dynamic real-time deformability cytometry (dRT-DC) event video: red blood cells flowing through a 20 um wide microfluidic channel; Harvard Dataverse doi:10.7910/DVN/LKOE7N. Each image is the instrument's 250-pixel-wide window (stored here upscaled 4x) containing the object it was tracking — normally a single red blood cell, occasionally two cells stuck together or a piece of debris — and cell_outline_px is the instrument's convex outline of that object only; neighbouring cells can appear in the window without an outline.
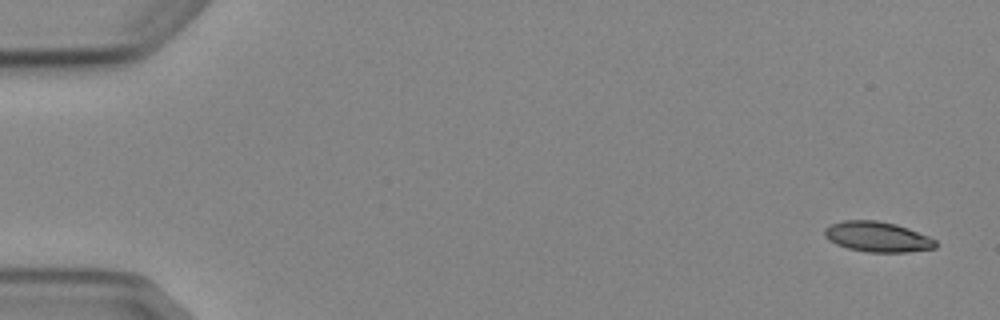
{"species": "Egyptian fruit bat (a non-hibernating species)", "species_latin": "Rousettus aegyptiacus", "temperature_condition": "cold", "stored_images_in_passage": 4, "camera_frame_rate_fps": 3000, "um_per_image_px": 0.085, "animal": {"sex": "female"}, "frame": {"image": 1, "passage_image": 1, "time_ms": 0.0, "image_size_px": [1000, 320], "cell_outline_px": [[936, 248], [908, 252], [868, 252], [848, 248], [836, 244], [828, 240], [824, 236], [824, 228], [832, 224], [844, 220], [876, 220], [896, 224], [908, 228], [928, 236], [936, 240]], "centroid_in_image_um": [74.57, 20.13], "position_along_channel_um": 10.4, "area_um2": 19.59}}
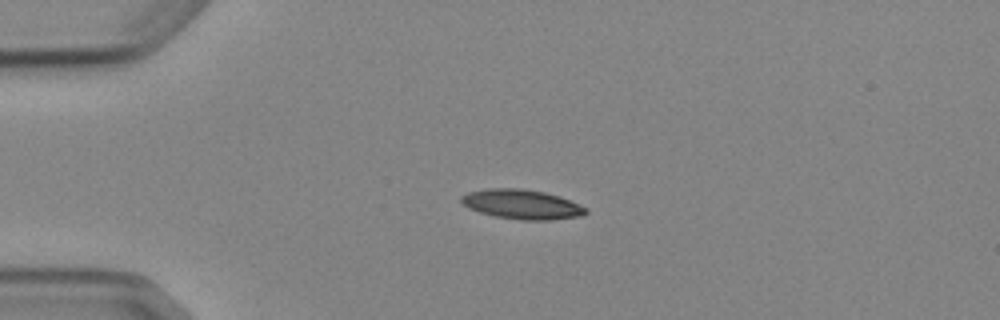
{"frame": {"image": 2, "passage_image": 4, "time_ms": 3.667, "image_size_px": [1000, 320], "cell_outline_px": [[588, 212], [584, 216], [552, 220], [520, 220], [496, 216], [480, 212], [468, 208], [460, 200], [460, 196], [468, 192], [488, 188], [520, 188], [544, 192], [560, 196], [588, 208]], "centroid_in_image_um": [44.39, 17.37], "position_along_channel_um": 40.6, "area_um2": 21.62}}